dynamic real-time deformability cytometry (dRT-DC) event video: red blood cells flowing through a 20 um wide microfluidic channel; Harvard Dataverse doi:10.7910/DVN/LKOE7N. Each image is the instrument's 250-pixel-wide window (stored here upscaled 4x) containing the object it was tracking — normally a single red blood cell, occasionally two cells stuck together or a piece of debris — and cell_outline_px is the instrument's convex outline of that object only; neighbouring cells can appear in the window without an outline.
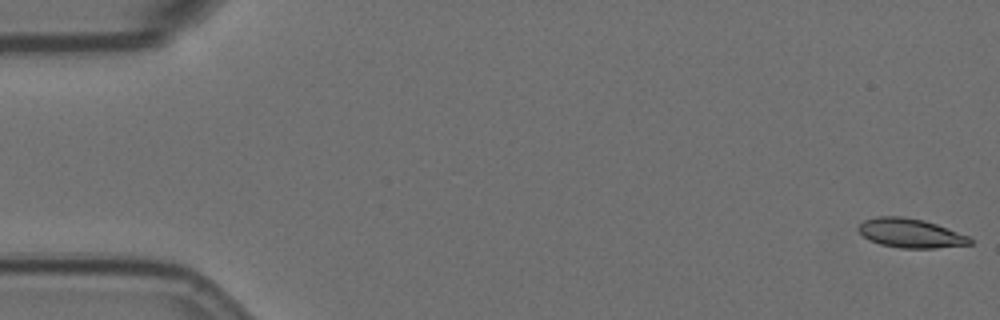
{"species": "Egyptian fruit bat (a non-hibernating species)", "species_latin": "Rousettus aegyptiacus", "temperature_condition": "room temperature", "stored_images_in_passage": 57, "camera_frame_rate_fps": 3000, "um_per_image_px": 0.085, "animal": {"sex": "female"}, "frame": {"image": 1, "passage_image": 1, "time_ms": 0.0, "image_size_px": [1000, 320], "cell_outline_px": [[972, 244], [936, 248], [900, 248], [880, 244], [868, 240], [856, 228], [864, 220], [876, 216], [904, 216], [924, 220], [936, 224], [968, 236], [972, 240]], "centroid_in_image_um": [77.36, 19.81], "position_along_channel_um": 7.6, "area_um2": 18.96}}
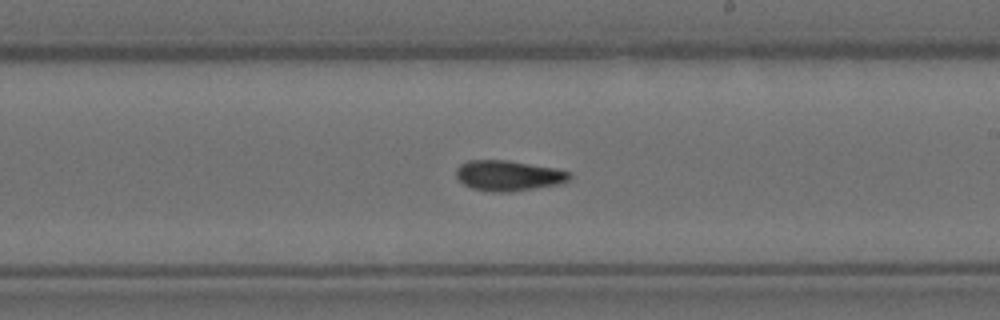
{"frame": {"image": 2, "passage_image": 33, "time_ms": 10.667, "image_size_px": [1000, 320], "cell_outline_px": [[572, 176], [568, 180], [560, 184], [508, 192], [492, 192], [472, 188], [464, 184], [456, 176], [456, 168], [460, 164], [468, 160], [508, 160], [552, 168], [568, 172]], "centroid_in_image_um": [43.17, 14.92], "position_along_channel_um": 245.8, "area_um2": 19.88}}
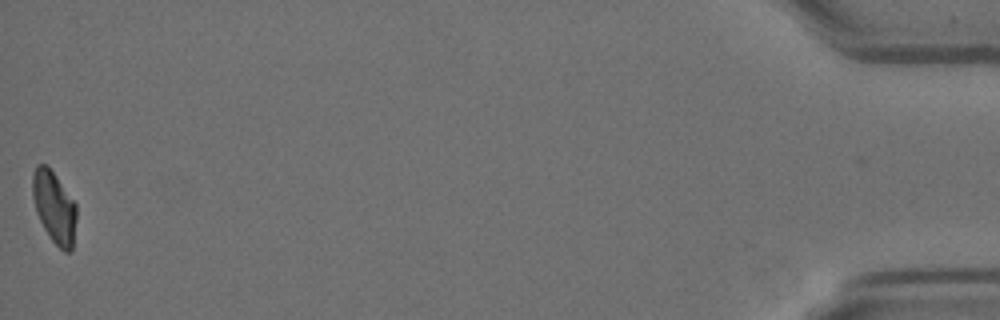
{"frame": {"image": 3, "passage_image": 57, "time_ms": 18.667, "image_size_px": [1000, 320], "cell_outline_px": [[76, 220], [72, 252], [64, 252], [52, 240], [44, 228], [36, 212], [32, 196], [32, 172], [36, 164], [44, 164], [56, 176], [76, 204]], "centroid_in_image_um": [4.6, 17.62], "position_along_channel_um": 430.6, "area_um2": 18.32}, "authors_computed_cell_mechanics": {"area_um2": 19.5942, "velocity_mm_per_s": 3.5576, "shape_relaxation_time_tau1_ms": 10.3363, "shape_relaxation_time_tau2_ms": 7.71, "deformation_change_tau1": 0.2385, "deformation_change_tau2": 0.1416}}